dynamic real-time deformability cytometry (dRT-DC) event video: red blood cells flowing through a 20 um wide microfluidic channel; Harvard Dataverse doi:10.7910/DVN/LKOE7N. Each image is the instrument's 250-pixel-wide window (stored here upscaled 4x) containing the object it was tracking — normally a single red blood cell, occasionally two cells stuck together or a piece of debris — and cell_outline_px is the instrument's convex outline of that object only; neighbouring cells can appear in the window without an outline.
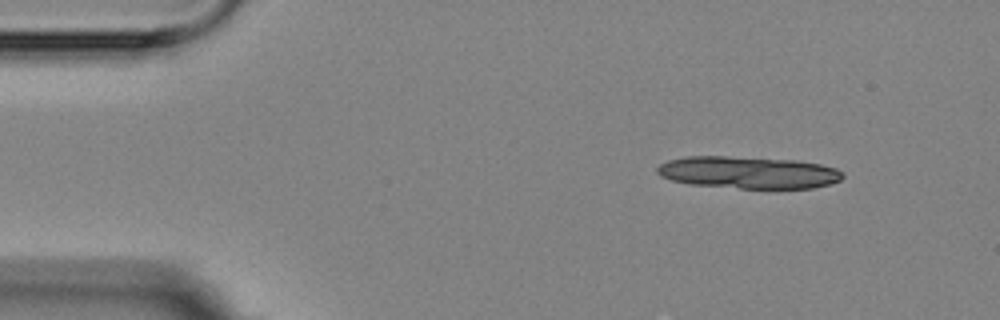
{"species": "Egyptian fruit bat (a non-hibernating species)", "species_latin": "Rousettus aegyptiacus", "temperature_condition": "room temperature", "stored_images_in_passage": 3, "camera_frame_rate_fps": 3000, "um_per_image_px": 0.085, "animal": {"sex": "female"}, "frame": {"image": 1, "passage_image": 1, "time_ms": 0.0, "image_size_px": [1000, 320], "cell_outline_px": [[844, 176], [840, 180], [828, 184], [812, 188], [740, 188], [688, 184], [672, 180], [660, 176], [656, 172], [656, 168], [660, 164], [668, 160], [688, 156], [724, 156], [800, 160], [820, 164], [836, 168], [844, 172]], "centroid_in_image_um": [63.6, 14.65], "position_along_channel_um": 21.4, "area_um2": 34.85}}